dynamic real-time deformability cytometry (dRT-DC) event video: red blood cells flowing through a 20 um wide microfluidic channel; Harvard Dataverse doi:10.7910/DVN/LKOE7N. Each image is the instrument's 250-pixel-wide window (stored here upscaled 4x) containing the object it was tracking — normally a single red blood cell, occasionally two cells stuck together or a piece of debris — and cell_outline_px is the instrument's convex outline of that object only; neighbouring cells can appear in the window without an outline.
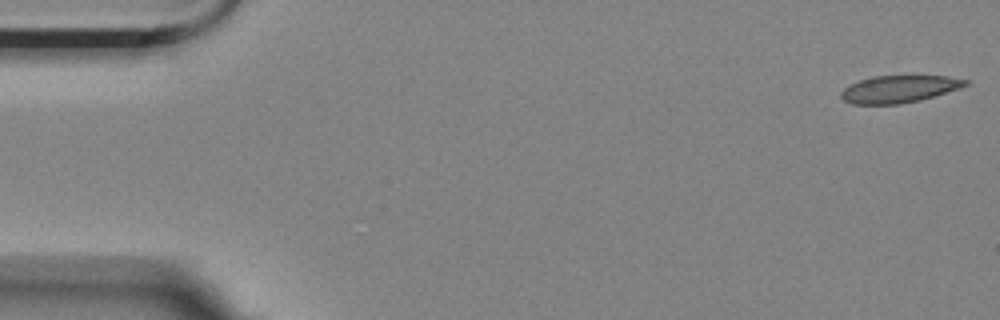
{"species": "Egyptian fruit bat (a non-hibernating species)", "species_latin": "Rousettus aegyptiacus", "temperature_condition": "room temperature", "stored_images_in_passage": 12, "camera_frame_rate_fps": 3000, "um_per_image_px": 0.085, "animal": {"sex": "female"}, "frame": {"image": 1, "passage_image": 1, "time_ms": 0.0, "image_size_px": [1000, 320], "cell_outline_px": [[968, 84], [960, 88], [920, 100], [900, 104], [852, 104], [844, 100], [840, 96], [840, 92], [848, 84], [872, 76], [948, 76], [968, 80]], "centroid_in_image_um": [76.39, 7.57], "position_along_channel_um": 8.6, "area_um2": 19.71}}